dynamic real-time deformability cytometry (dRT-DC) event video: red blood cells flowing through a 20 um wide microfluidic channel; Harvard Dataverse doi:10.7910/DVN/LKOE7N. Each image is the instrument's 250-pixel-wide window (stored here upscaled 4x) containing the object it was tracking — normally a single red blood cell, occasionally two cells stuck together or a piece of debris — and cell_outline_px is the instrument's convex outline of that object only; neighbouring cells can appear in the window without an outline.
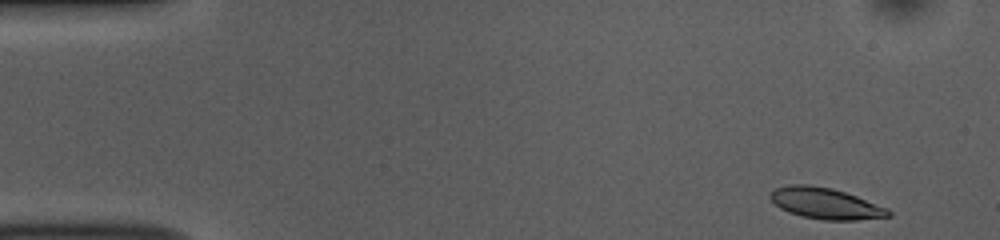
{"species": "common noctule bat (a hibernating species)", "species_latin": "Nyctalus noctula", "temperature_condition": "room temperature", "stored_images_in_passage": 51, "camera_frame_rate_fps": 3000, "um_per_image_px": 0.085, "animal": {"sex": "female", "body_mass_g": 10.0, "forearm_length_mm": 53.1}, "frame": {"image": 1, "passage_image": 1, "time_ms": 0.0, "image_size_px": [1000, 240], "cell_outline_px": [[892, 216], [856, 220], [824, 220], [800, 216], [788, 212], [780, 208], [768, 196], [768, 192], [776, 188], [788, 184], [808, 184], [832, 188], [856, 196], [888, 208], [892, 212]], "centroid_in_image_um": [70.15, 17.29], "position_along_channel_um": 14.9, "area_um2": 21.56}}
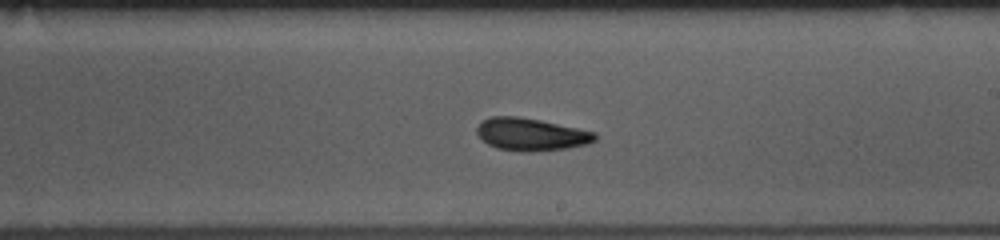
{"frame": {"image": 2, "passage_image": 28, "time_ms": 9.0, "image_size_px": [1000, 240], "cell_outline_px": [[596, 140], [588, 144], [568, 148], [532, 152], [520, 152], [496, 148], [488, 144], [476, 132], [476, 128], [480, 120], [492, 116], [520, 116], [540, 120], [596, 132]], "centroid_in_image_um": [45.12, 11.42], "position_along_channel_um": 243.9, "area_um2": 22.6}}
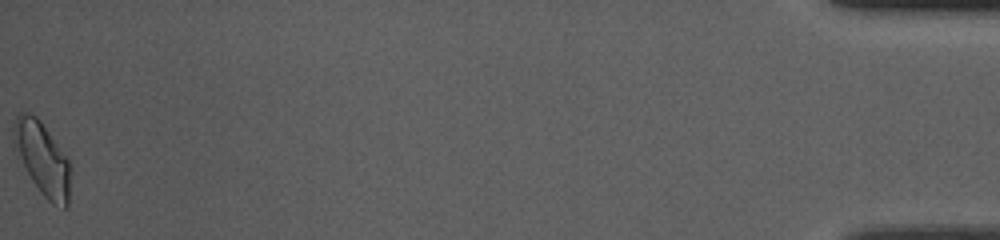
{"frame": {"image": 3, "passage_image": 51, "time_ms": 16.667, "image_size_px": [1000, 240], "cell_outline_px": [[68, 208], [64, 208], [52, 204], [44, 196], [32, 180], [12, 144], [12, 128], [16, 116], [20, 112], [24, 112], [36, 116], [40, 120], [68, 156]], "centroid_in_image_um": [3.57, 13.43], "position_along_channel_um": 431.6, "area_um2": 23.87}, "authors_computed_cell_mechanics": {"area_um2": 21.7328, "velocity_mm_per_s": 3.7119, "shape_relaxation_time_tau1_ms": 2.593, "shape_relaxation_time_tau2_ms": 2.3589, "deformation_change_tau1": 0.1401, "deformation_change_tau2": 0.1}}